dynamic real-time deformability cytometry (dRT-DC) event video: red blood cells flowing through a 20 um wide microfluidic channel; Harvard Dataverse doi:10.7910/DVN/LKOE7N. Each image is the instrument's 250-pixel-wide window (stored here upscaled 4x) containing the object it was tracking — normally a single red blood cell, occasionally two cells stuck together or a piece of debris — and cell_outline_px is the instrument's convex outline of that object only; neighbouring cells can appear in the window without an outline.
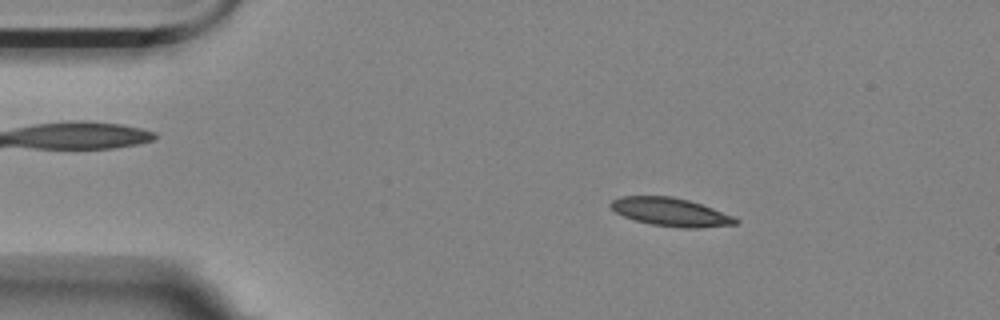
{"species": "Egyptian fruit bat (a non-hibernating species)", "species_latin": "Rousettus aegyptiacus", "temperature_condition": "room temperature", "stored_images_in_passage": 15, "camera_frame_rate_fps": 3000, "um_per_image_px": 0.085, "animal": {"sex": "female"}, "frame": {"image": 1, "passage_image": 8, "time_ms": 2.333, "image_size_px": [1000, 320], "cell_outline_px": [[740, 220], [736, 224], [700, 228], [680, 228], [652, 224], [632, 220], [616, 212], [608, 204], [612, 200], [620, 196], [672, 196], [688, 200], [712, 208], [732, 216]], "centroid_in_image_um": [56.98, 18.02], "position_along_channel_um": 28.0, "area_um2": 20.52}}